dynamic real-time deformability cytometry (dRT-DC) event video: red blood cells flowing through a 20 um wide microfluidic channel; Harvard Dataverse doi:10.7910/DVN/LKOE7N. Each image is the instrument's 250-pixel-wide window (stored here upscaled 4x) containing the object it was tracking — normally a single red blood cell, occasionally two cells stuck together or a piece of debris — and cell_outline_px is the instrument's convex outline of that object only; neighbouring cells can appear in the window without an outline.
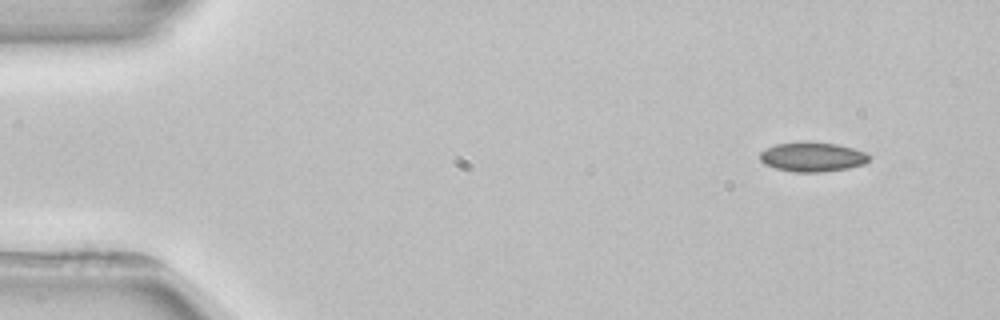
{"species": "common noctule bat (a hibernating species)", "species_latin": "Nyctalus noctula", "temperature_condition": "room temperature", "stored_images_in_passage": 4, "camera_frame_rate_fps": 3000, "um_per_image_px": 0.085, "animal": {"sex": "female", "body_mass_g": 22.7, "forearm_length_mm": 54.2}, "frame": {"image": 1, "passage_image": 1, "time_ms": 0.0, "image_size_px": [1000, 320], "cell_outline_px": [[872, 156], [864, 164], [848, 168], [824, 172], [796, 172], [776, 168], [764, 164], [760, 160], [760, 152], [776, 144], [800, 140], [804, 140], [836, 144], [852, 148], [864, 152]], "centroid_in_image_um": [69.05, 13.32], "position_along_channel_um": 16.0, "area_um2": 18.96}}
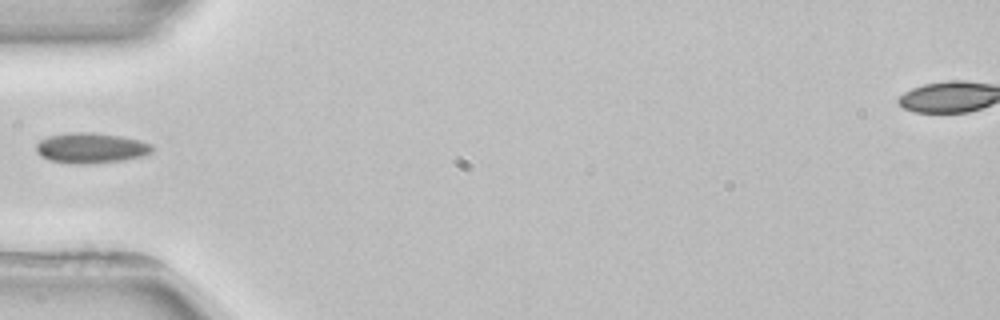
{"frame": {"image": 2, "passage_image": 4, "time_ms": 4.333, "image_size_px": [1000, 320], "cell_outline_px": [[152, 152], [144, 156], [124, 160], [88, 164], [76, 164], [48, 160], [40, 156], [36, 152], [36, 144], [40, 140], [48, 136], [72, 132], [88, 132], [120, 136], [140, 140], [152, 144]], "centroid_in_image_um": [7.72, 12.59], "position_along_channel_um": 77.3, "area_um2": 20.63}}